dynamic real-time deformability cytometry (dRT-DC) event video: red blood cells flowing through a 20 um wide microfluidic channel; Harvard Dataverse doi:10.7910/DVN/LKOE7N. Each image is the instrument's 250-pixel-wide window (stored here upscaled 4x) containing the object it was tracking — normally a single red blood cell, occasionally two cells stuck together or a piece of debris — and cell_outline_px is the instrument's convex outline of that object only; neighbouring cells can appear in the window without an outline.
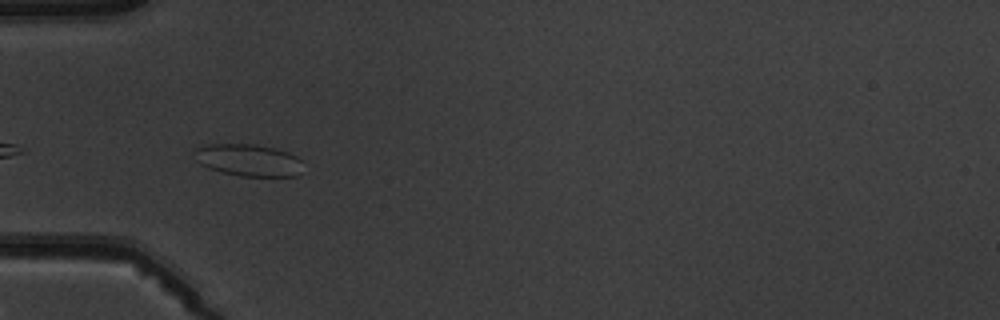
{"species": "common noctule bat (a hibernating species)", "species_latin": "Nyctalus noctula", "temperature_condition": "warm", "stored_images_in_passage": 7, "camera_frame_rate_fps": 3000, "um_per_image_px": 0.085, "animal": {"sex": "male", "body_mass_g": 19.5, "forearm_length_mm": 54.6}, "frame": {"image": 1, "passage_image": 5, "time_ms": 5.333, "image_size_px": [1000, 320], "cell_outline_px": [[300, 160], [296, 176], [240, 176], [208, 168], [200, 164], [196, 160], [192, 152], [196, 148], [208, 144], [252, 144], [276, 148], [288, 152], [296, 156]], "centroid_in_image_um": [21.04, 13.59], "position_along_channel_um": 64.0, "area_um2": 20.06}}
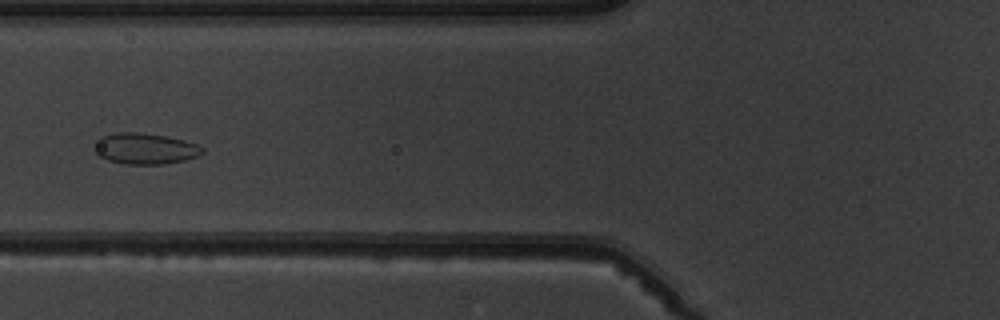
{"frame": {"image": 2, "passage_image": 6, "time_ms": 6.667, "image_size_px": [1000, 320], "cell_outline_px": [[204, 152], [196, 156], [184, 160], [164, 164], [124, 164], [108, 160], [96, 156], [100, 136], [116, 132], [136, 132], [164, 136], [184, 140], [196, 144], [204, 148]], "centroid_in_image_um": [12.34, 12.64], "position_along_channel_um": 113.5, "area_um2": 19.25}}
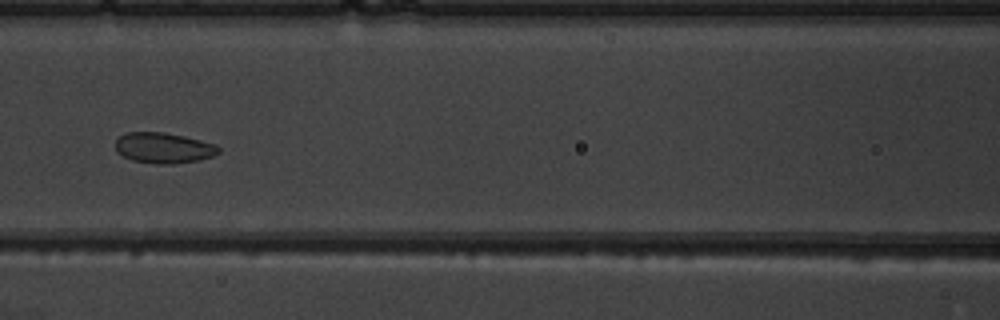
{"frame": {"image": 3, "passage_image": 7, "time_ms": 7.667, "image_size_px": [1000, 320], "cell_outline_px": [[220, 152], [212, 156], [200, 160], [176, 164], [156, 164], [132, 160], [116, 152], [116, 140], [124, 132], [164, 132], [184, 136], [216, 144], [220, 148]], "centroid_in_image_um": [13.91, 12.57], "position_along_channel_um": 152.7, "area_um2": 18.55}}